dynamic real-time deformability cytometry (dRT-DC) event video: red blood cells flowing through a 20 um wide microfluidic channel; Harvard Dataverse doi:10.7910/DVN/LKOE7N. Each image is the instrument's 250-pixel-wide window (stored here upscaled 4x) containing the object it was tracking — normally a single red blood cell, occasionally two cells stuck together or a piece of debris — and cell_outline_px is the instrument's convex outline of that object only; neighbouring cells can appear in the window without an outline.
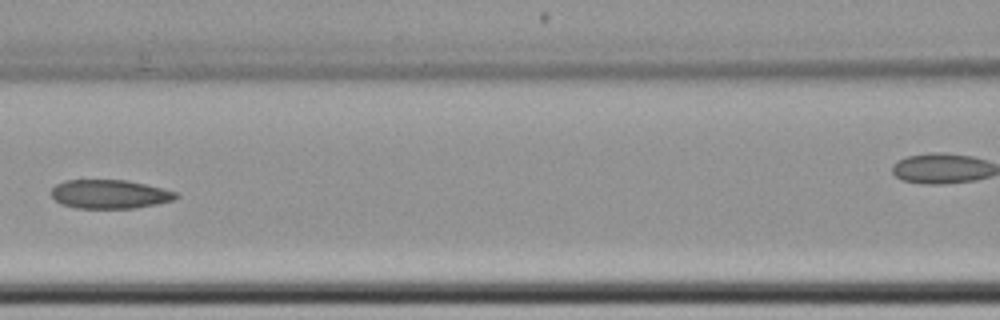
{"species": "common noctule bat (a hibernating species)", "species_latin": "Nyctalus noctula", "temperature_condition": "cold", "stored_images_in_passage": 8, "camera_frame_rate_fps": 3000, "um_per_image_px": 0.085, "animal": {"sex": "female", "body_mass_g": 22.7, "forearm_length_mm": 54.2}, "frame": {"image": 1, "passage_image": 6, "time_ms": 7.0, "image_size_px": [1000, 320], "cell_outline_px": [[180, 196], [172, 200], [156, 204], [136, 208], [76, 208], [60, 204], [52, 196], [52, 188], [56, 184], [64, 180], [128, 180], [176, 192]], "centroid_in_image_um": [9.3, 16.5], "position_along_channel_um": 157.3, "area_um2": 20.87}}
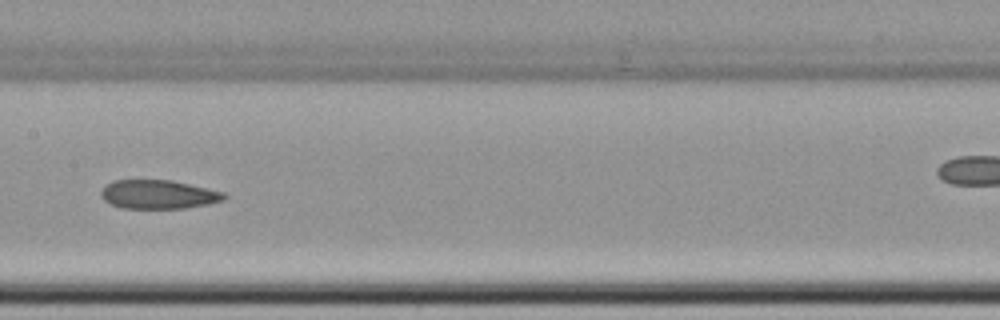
{"frame": {"image": 2, "passage_image": 7, "time_ms": 8.0, "image_size_px": [1000, 320], "cell_outline_px": [[228, 196], [224, 200], [208, 204], [184, 208], [124, 208], [112, 204], [104, 200], [100, 196], [100, 192], [104, 184], [112, 180], [172, 180], [224, 192]], "centroid_in_image_um": [13.44, 16.51], "position_along_channel_um": 194.0, "area_um2": 20.75}}